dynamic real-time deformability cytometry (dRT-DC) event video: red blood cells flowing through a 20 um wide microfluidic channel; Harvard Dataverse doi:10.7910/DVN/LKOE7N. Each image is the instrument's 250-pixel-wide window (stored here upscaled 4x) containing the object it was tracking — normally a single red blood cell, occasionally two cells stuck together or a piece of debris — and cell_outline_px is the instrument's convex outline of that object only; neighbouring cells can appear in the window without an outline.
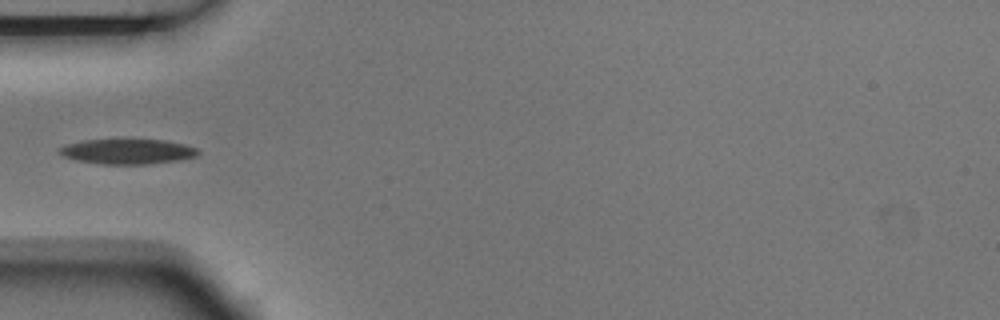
{"species": "Egyptian fruit bat (a non-hibernating species)", "species_latin": "Rousettus aegyptiacus", "temperature_condition": "room temperature", "stored_images_in_passage": 6, "camera_frame_rate_fps": 3000, "um_per_image_px": 0.085, "animal": {"sex": "male"}, "frame": {"image": 1, "passage_image": 5, "time_ms": 1.333, "image_size_px": [1000, 320], "cell_outline_px": [[200, 152], [196, 156], [180, 160], [148, 164], [100, 164], [76, 160], [64, 156], [56, 152], [60, 148], [68, 144], [84, 140], [164, 140], [184, 144], [196, 148]], "centroid_in_image_um": [10.85, 12.89], "position_along_channel_um": 74.2, "area_um2": 20.11}}
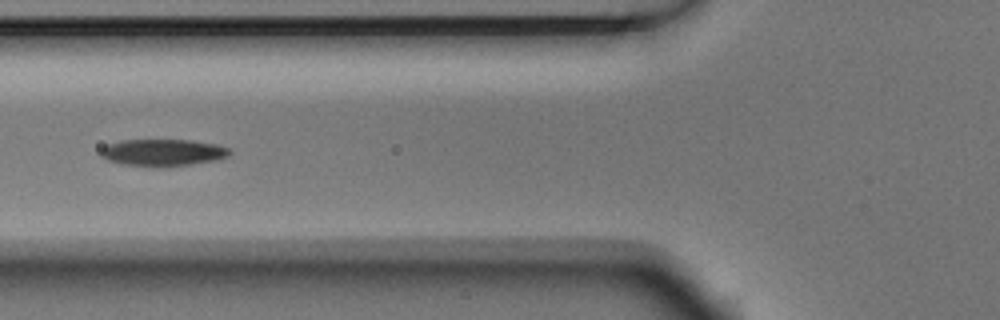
{"frame": {"image": 2, "passage_image": 6, "time_ms": 1.667, "image_size_px": [1000, 320], "cell_outline_px": [[232, 152], [228, 156], [220, 160], [168, 168], [156, 168], [120, 164], [108, 160], [100, 156], [100, 148], [108, 144], [120, 140], [192, 140], [216, 144], [228, 148]], "centroid_in_image_um": [13.85, 12.99], "position_along_channel_um": 112.0, "area_um2": 20.92}}